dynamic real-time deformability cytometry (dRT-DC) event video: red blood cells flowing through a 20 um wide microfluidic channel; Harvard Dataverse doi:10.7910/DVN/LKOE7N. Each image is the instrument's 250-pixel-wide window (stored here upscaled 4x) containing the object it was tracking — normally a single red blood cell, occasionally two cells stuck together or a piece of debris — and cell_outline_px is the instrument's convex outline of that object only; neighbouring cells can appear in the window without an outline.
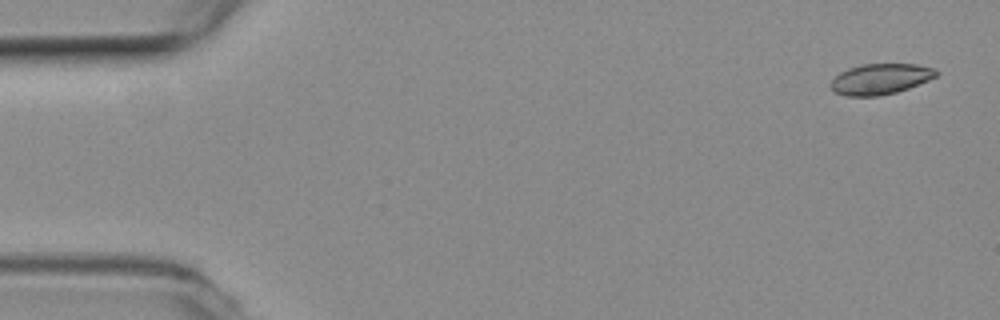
{"species": "common noctule bat (a hibernating species)", "species_latin": "Nyctalus noctula", "temperature_condition": "room temperature", "stored_images_in_passage": 5, "camera_frame_rate_fps": 3000, "um_per_image_px": 0.085, "animal": {"sex": "female", "body_mass_g": 19.3, "forearm_length_mm": 54.1}, "frame": {"image": 1, "passage_image": 1, "time_ms": 0.0, "image_size_px": [1000, 320], "cell_outline_px": [[940, 72], [936, 76], [928, 80], [908, 88], [896, 92], [880, 96], [848, 96], [832, 92], [828, 84], [840, 72], [848, 68], [860, 64], [916, 64], [936, 68]], "centroid_in_image_um": [74.81, 6.71], "position_along_channel_um": 10.2, "area_um2": 19.07}}
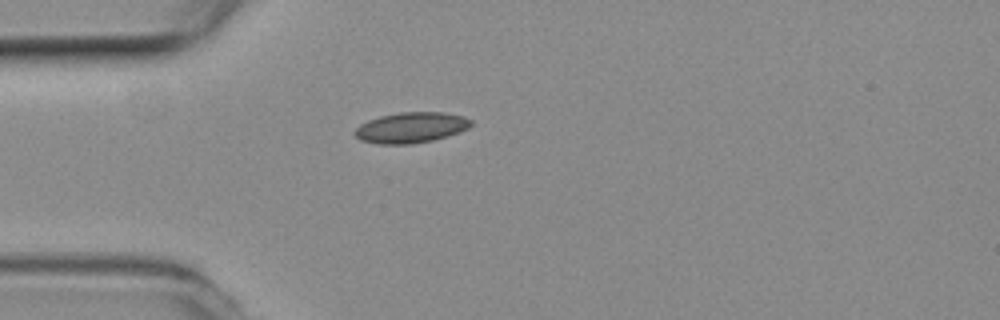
{"frame": {"image": 2, "passage_image": 4, "time_ms": 1.0, "image_size_px": [1000, 320], "cell_outline_px": [[472, 124], [468, 128], [460, 132], [448, 136], [432, 140], [412, 144], [380, 144], [360, 140], [352, 132], [360, 124], [368, 120], [380, 116], [400, 112], [444, 112], [464, 116], [472, 120]], "centroid_in_image_um": [34.94, 10.84], "position_along_channel_um": 50.1, "area_um2": 20.87}}